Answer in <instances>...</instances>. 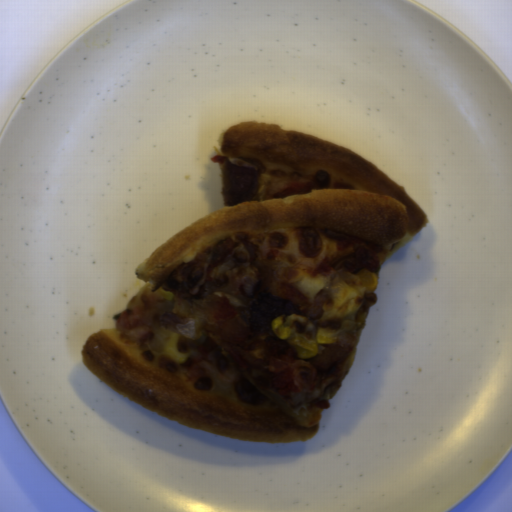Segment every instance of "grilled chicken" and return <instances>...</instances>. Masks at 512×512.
Segmentation results:
<instances>
[{"label": "grilled chicken", "mask_w": 512, "mask_h": 512, "mask_svg": "<svg viewBox=\"0 0 512 512\" xmlns=\"http://www.w3.org/2000/svg\"><path fill=\"white\" fill-rule=\"evenodd\" d=\"M239 243L231 237H224L212 244L191 261L171 269L160 288L173 297L182 299L203 298L212 271L233 257Z\"/></svg>", "instance_id": "2"}, {"label": "grilled chicken", "mask_w": 512, "mask_h": 512, "mask_svg": "<svg viewBox=\"0 0 512 512\" xmlns=\"http://www.w3.org/2000/svg\"><path fill=\"white\" fill-rule=\"evenodd\" d=\"M212 343L242 374L294 408L329 409L333 389L358 341L341 334L336 343L318 345L314 357L299 358L290 338L273 331L251 332L249 307L215 297L203 318Z\"/></svg>", "instance_id": "1"}, {"label": "grilled chicken", "mask_w": 512, "mask_h": 512, "mask_svg": "<svg viewBox=\"0 0 512 512\" xmlns=\"http://www.w3.org/2000/svg\"><path fill=\"white\" fill-rule=\"evenodd\" d=\"M312 191L309 181L279 180L268 185L263 199L284 198L296 194H308Z\"/></svg>", "instance_id": "3"}]
</instances>
